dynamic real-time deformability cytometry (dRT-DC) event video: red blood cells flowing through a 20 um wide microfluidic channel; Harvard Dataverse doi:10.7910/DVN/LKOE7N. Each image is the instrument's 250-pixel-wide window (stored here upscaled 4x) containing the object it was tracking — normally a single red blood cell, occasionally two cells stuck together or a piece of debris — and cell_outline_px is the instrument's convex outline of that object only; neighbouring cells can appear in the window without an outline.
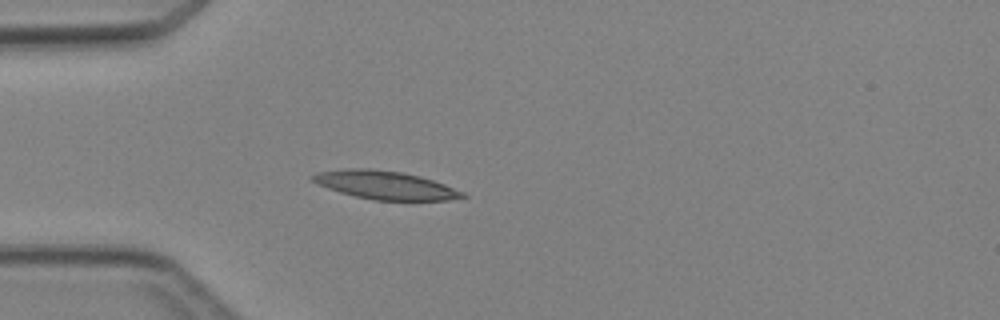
{"species": "Egyptian fruit bat (a non-hibernating species)", "species_latin": "Rousettus aegyptiacus", "temperature_condition": "cold", "stored_images_in_passage": 3, "camera_frame_rate_fps": 3000, "um_per_image_px": 0.085, "animal": {"sex": "female"}, "frame": {"image": 1, "passage_image": 3, "time_ms": 3.333, "image_size_px": [1000, 320], "cell_outline_px": [[468, 196], [448, 200], [376, 200], [356, 196], [340, 192], [316, 184], [308, 176], [316, 172], [348, 168], [372, 168], [400, 172], [420, 176], [444, 184], [464, 192]], "centroid_in_image_um": [32.7, 15.72], "position_along_channel_um": 52.3, "area_um2": 24.68}}